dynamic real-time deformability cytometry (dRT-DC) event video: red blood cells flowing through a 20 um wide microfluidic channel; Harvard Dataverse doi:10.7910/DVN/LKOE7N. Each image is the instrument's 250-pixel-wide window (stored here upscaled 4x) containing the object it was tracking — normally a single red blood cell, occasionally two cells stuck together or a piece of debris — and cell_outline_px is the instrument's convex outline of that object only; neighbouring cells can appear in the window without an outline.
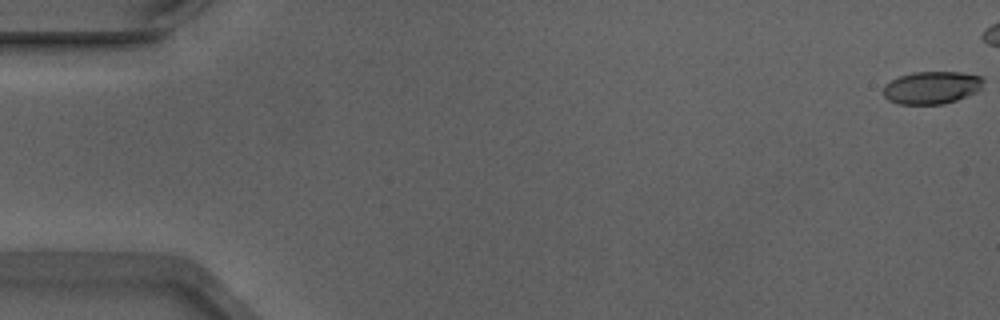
{"species": "Egyptian fruit bat (a non-hibernating species)", "species_latin": "Rousettus aegyptiacus", "temperature_condition": "warm", "stored_images_in_passage": 44, "camera_frame_rate_fps": 3000, "um_per_image_px": 0.085, "animal": {"sex": "male"}, "frame": {"image": 1, "passage_image": 1, "time_ms": 0.0, "image_size_px": [1000, 320], "cell_outline_px": [[984, 88], [976, 92], [956, 100], [944, 104], [900, 104], [888, 100], [884, 96], [884, 84], [900, 76], [912, 72], [960, 72], [984, 76]], "centroid_in_image_um": [79.24, 7.44], "position_along_channel_um": 5.8, "area_um2": 19.19}}
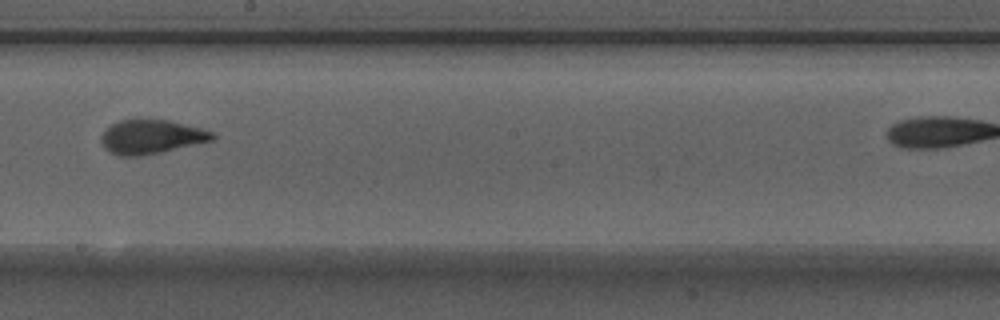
{"frame": {"image": 2, "passage_image": 31, "time_ms": 10.0, "image_size_px": [1000, 320], "cell_outline_px": [[216, 136], [212, 140], [160, 152], [140, 156], [116, 156], [104, 148], [100, 140], [100, 136], [112, 124], [120, 120], [168, 120], [216, 132]], "centroid_in_image_um": [12.84, 11.64], "position_along_channel_um": 235.4, "area_um2": 21.85}}
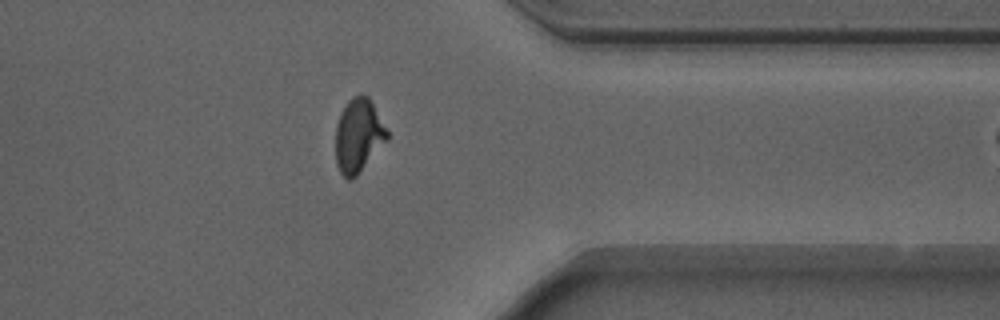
{"frame": {"image": 3, "passage_image": 43, "time_ms": 14.0, "image_size_px": [1000, 320], "cell_outline_px": [[388, 140], [356, 176], [352, 180], [348, 180], [340, 172], [336, 164], [336, 124], [340, 112], [348, 100], [352, 96], [360, 92], [368, 96], [388, 128]], "centroid_in_image_um": [30.48, 11.49], "position_along_channel_um": 380.9, "area_um2": 22.48}}